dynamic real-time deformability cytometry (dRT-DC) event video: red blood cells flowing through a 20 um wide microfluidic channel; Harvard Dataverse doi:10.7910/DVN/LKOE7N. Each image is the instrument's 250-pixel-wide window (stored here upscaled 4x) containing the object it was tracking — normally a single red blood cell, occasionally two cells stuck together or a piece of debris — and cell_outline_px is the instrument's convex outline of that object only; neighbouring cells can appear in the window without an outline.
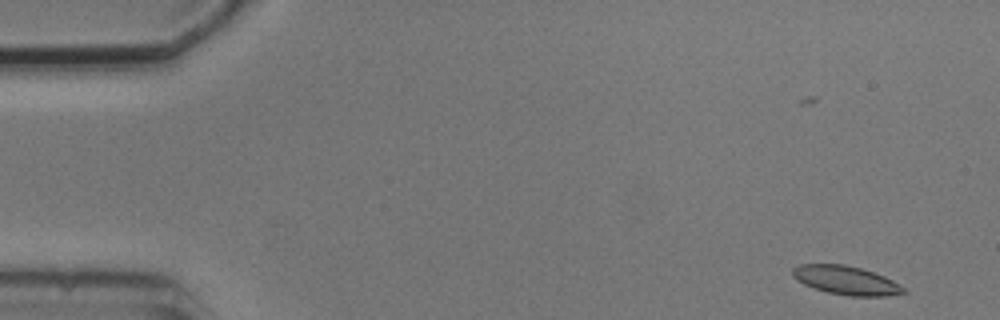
{"species": "common noctule bat (a hibernating species)", "species_latin": "Nyctalus noctula", "temperature_condition": "cold", "stored_images_in_passage": 14, "camera_frame_rate_fps": 3000, "um_per_image_px": 0.085, "animal": {"sex": "male", "body_mass_g": 20.5, "forearm_length_mm": 52.5}, "frame": {"image": 1, "passage_image": 1, "time_ms": 0.0, "image_size_px": [1000, 320], "cell_outline_px": [[908, 292], [888, 296], [848, 296], [828, 292], [804, 284], [792, 276], [792, 268], [800, 264], [844, 264], [860, 268], [884, 276], [892, 280], [904, 288]], "centroid_in_image_um": [71.92, 23.82], "position_along_channel_um": 13.1, "area_um2": 18.44}}
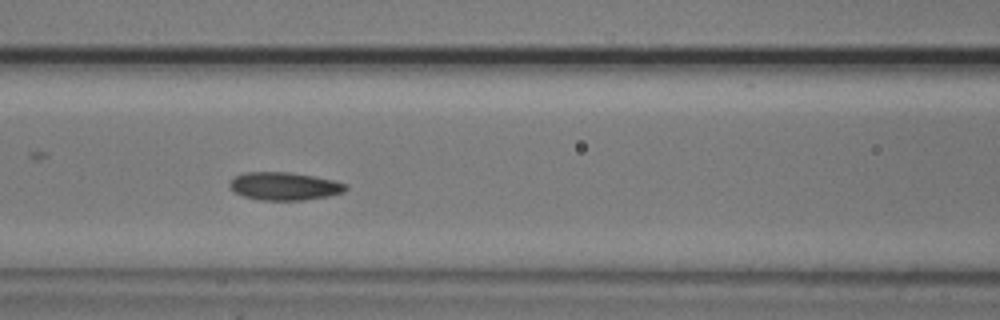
{"frame": {"image": 2, "passage_image": 6, "time_ms": 6.667, "image_size_px": [1000, 320], "cell_outline_px": [[348, 188], [344, 192], [328, 196], [304, 200], [260, 200], [244, 196], [236, 192], [228, 184], [236, 176], [244, 172], [288, 172], [312, 176], [332, 180], [348, 184]], "centroid_in_image_um": [24.2, 15.83], "position_along_channel_um": 142.4, "area_um2": 18.73}}
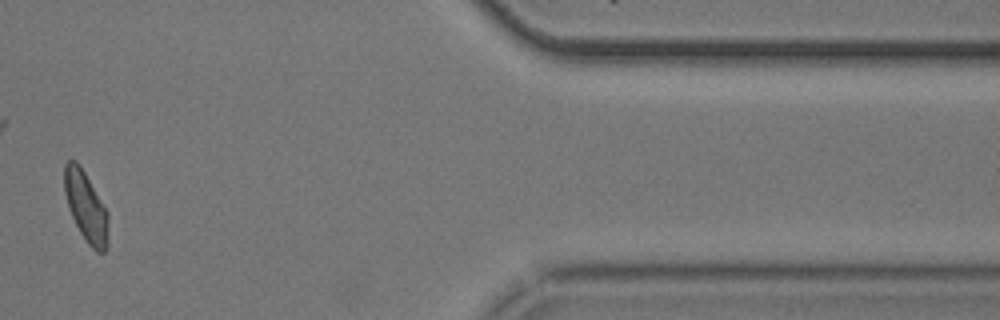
{"frame": {"image": 3, "passage_image": 12, "time_ms": 15.0, "image_size_px": [1000, 320], "cell_outline_px": [[108, 244], [104, 252], [96, 252], [88, 244], [80, 232], [68, 208], [64, 192], [64, 164], [68, 160], [76, 160], [84, 172], [108, 212]], "centroid_in_image_um": [7.3, 17.58], "position_along_channel_um": 404.1, "area_um2": 17.86}, "authors_computed_cell_mechanics": {"area_um2": 18.3804, "velocity_mm_per_s": 3.6811, "shape_relaxation_time_tau1_ms": 5.7756, "shape_relaxation_time_tau2_ms": 1.8212, "deformation_change_tau1": 0.1234, "deformation_change_tau2": 0.0667}}